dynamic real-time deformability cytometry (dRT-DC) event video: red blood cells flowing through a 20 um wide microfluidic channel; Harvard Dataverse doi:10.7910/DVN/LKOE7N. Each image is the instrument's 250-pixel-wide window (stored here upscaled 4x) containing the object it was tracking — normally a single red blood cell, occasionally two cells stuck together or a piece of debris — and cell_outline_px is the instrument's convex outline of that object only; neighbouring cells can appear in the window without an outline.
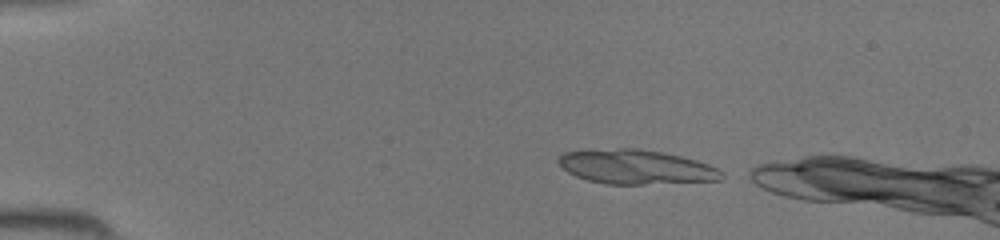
{"species": "common noctule bat (a hibernating species)", "species_latin": "Nyctalus noctula", "temperature_condition": "room temperature", "stored_images_in_passage": 33, "segment_of_instrument_passage": [1, 2], "camera_frame_rate_fps": 3000, "um_per_image_px": 0.085, "animal": {"sex": "female", "body_mass_g": 19.5, "forearm_length_mm": 54.1}, "frame": {"image": 1, "passage_image": 1, "time_ms": 0.0, "image_size_px": [1000, 240], "cell_outline_px": [[724, 176], [720, 180], [644, 184], [604, 184], [588, 180], [576, 176], [568, 172], [556, 160], [564, 152], [620, 148], [636, 148], [664, 152], [696, 160], [708, 164], [724, 172]], "centroid_in_image_um": [54.07, 14.19], "position_along_channel_um": 30.9, "area_um2": 32.48}}